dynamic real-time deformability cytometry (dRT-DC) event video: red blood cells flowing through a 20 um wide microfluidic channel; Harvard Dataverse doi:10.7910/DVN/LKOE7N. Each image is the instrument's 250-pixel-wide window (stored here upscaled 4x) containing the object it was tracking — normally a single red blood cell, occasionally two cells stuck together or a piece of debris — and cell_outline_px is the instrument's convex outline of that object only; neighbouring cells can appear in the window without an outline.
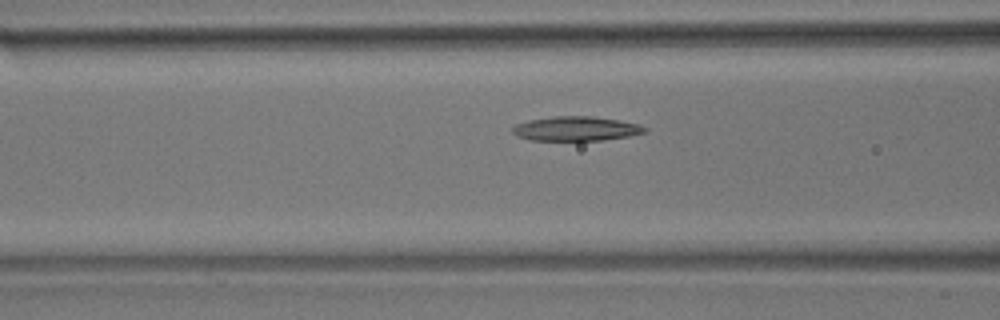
{"species": "common noctule bat (a hibernating species)", "species_latin": "Nyctalus noctula", "temperature_condition": "room temperature", "stored_images_in_passage": 33, "camera_frame_rate_fps": 3000, "um_per_image_px": 0.085, "animal": {"sex": "male", "body_mass_g": 17.9}, "frame": {"image": 1, "passage_image": 11, "time_ms": 3.333, "image_size_px": [1000, 320], "cell_outline_px": [[648, 132], [628, 136], [604, 140], [528, 140], [516, 136], [512, 132], [512, 128], [516, 124], [528, 120], [552, 116], [592, 116], [620, 120], [640, 124], [648, 128]], "centroid_in_image_um": [48.98, 10.93], "position_along_channel_um": 117.6, "area_um2": 19.02}}
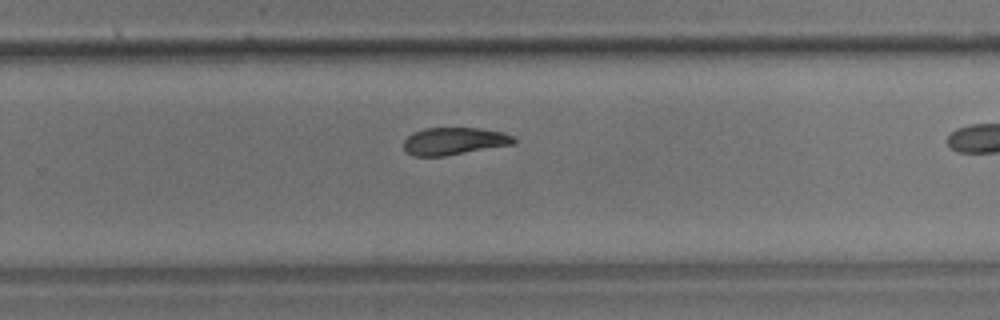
{"frame": {"image": 2, "passage_image": 25, "time_ms": 8.0, "image_size_px": [1000, 320], "cell_outline_px": [[516, 144], [444, 156], [412, 156], [404, 152], [404, 140], [412, 132], [424, 128], [480, 128], [504, 132], [512, 136], [516, 140]], "centroid_in_image_um": [38.59, 12.0], "position_along_channel_um": 291.2, "area_um2": 17.8}}
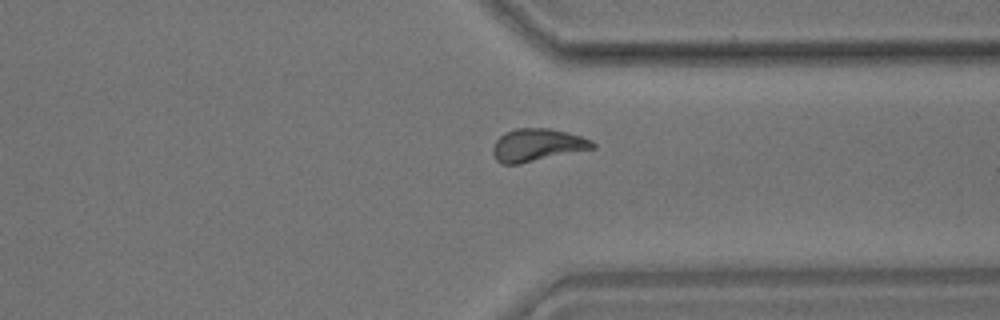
{"frame": {"image": 3, "passage_image": 31, "time_ms": 10.0, "image_size_px": [1000, 320], "cell_outline_px": [[596, 148], [520, 164], [504, 164], [496, 160], [492, 152], [492, 148], [496, 140], [504, 132], [516, 128], [548, 128], [580, 136], [592, 140], [596, 144]], "centroid_in_image_um": [45.66, 12.33], "position_along_channel_um": 365.7, "area_um2": 19.02}}